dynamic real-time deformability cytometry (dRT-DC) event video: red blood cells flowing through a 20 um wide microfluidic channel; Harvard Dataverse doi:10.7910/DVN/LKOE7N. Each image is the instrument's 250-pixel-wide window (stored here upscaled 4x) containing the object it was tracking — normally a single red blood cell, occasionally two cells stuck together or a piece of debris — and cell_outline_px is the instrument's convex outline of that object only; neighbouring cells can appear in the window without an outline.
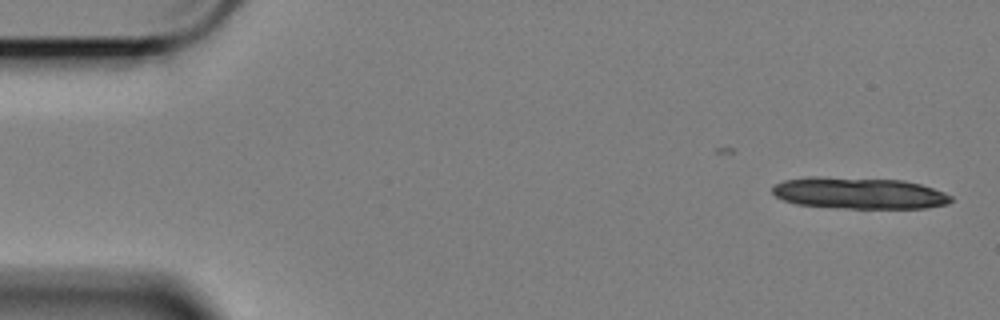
{"species": "Egyptian fruit bat (a non-hibernating species)", "species_latin": "Rousettus aegyptiacus", "temperature_condition": "cold", "stored_images_in_passage": 14, "camera_frame_rate_fps": 3000, "um_per_image_px": 0.085, "animal": {"sex": "female"}, "frame": {"image": 1, "passage_image": 1, "time_ms": 0.0, "image_size_px": [1000, 320], "cell_outline_px": [[952, 200], [948, 204], [928, 208], [844, 208], [796, 204], [784, 200], [776, 196], [772, 192], [772, 188], [776, 184], [784, 180], [808, 176], [816, 176], [904, 180], [920, 184], [944, 192], [952, 196]], "centroid_in_image_um": [73.03, 16.41], "position_along_channel_um": 12.0, "area_um2": 32.89}}
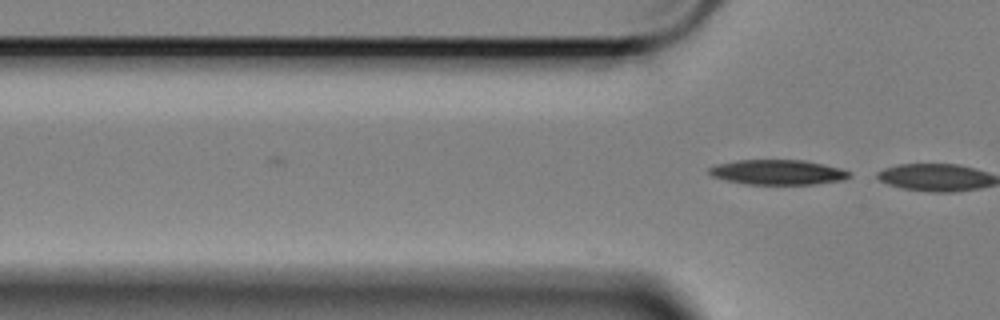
{"frame": {"image": 2, "passage_image": 14, "time_ms": 4.333, "image_size_px": [1000, 320], "cell_outline_px": [[852, 176], [844, 180], [812, 184], [744, 184], [724, 180], [712, 176], [708, 172], [708, 168], [716, 164], [736, 160], [804, 160], [824, 164], [840, 168], [852, 172]], "centroid_in_image_um": [66.11, 14.64], "position_along_channel_um": 59.7, "area_um2": 20.58}}